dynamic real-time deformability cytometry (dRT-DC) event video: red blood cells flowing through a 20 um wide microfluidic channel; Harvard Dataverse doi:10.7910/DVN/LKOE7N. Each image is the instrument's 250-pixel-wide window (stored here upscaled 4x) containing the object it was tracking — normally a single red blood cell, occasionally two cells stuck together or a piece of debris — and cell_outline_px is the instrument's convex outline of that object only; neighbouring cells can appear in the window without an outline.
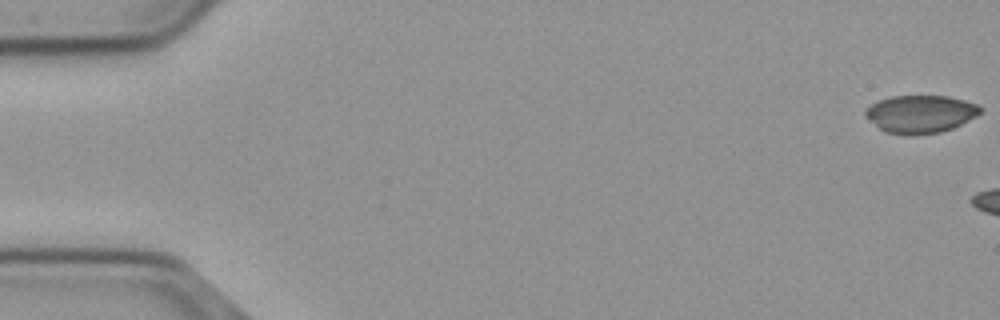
{"species": "common noctule bat (a hibernating species)", "species_latin": "Nyctalus noctula", "temperature_condition": "cold", "stored_images_in_passage": 6, "camera_frame_rate_fps": 3000, "um_per_image_px": 0.085, "animal": {"sex": "male", "body_mass_g": 23.1, "forearm_length_mm": 52.7}, "frame": {"image": 1, "passage_image": 1, "time_ms": 0.0, "image_size_px": [1000, 320], "cell_outline_px": [[980, 112], [976, 116], [952, 128], [940, 132], [908, 136], [884, 132], [864, 116], [864, 112], [872, 104], [880, 100], [892, 96], [948, 96], [980, 104]], "centroid_in_image_um": [78.22, 9.7], "position_along_channel_um": 6.8, "area_um2": 25.26}}